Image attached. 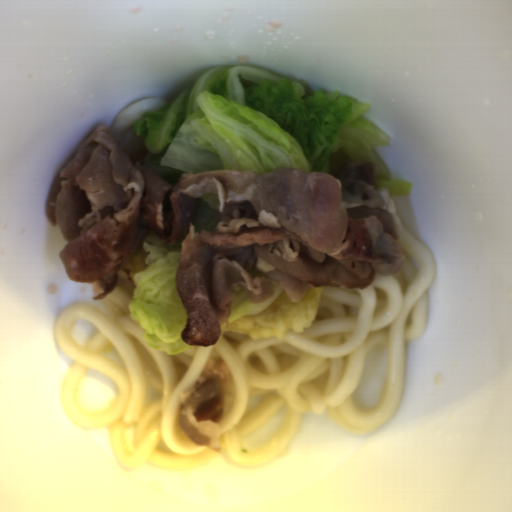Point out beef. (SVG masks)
I'll use <instances>...</instances> for the list:
<instances>
[{"mask_svg":"<svg viewBox=\"0 0 512 512\" xmlns=\"http://www.w3.org/2000/svg\"><path fill=\"white\" fill-rule=\"evenodd\" d=\"M147 155L129 156L98 127L58 170L46 221L64 242L69 279L91 283L94 302L131 283L123 265L152 233L165 245L181 240L175 286L190 346L216 343L241 288L258 305L275 283L298 303L313 288L370 287L404 264L395 196L379 188L374 165L345 151L330 173L209 170L182 173L175 186L144 165ZM207 193L219 195V222L195 233L194 201Z\"/></svg>","mask_w":512,"mask_h":512,"instance_id":"obj_1","label":"beef"},{"mask_svg":"<svg viewBox=\"0 0 512 512\" xmlns=\"http://www.w3.org/2000/svg\"><path fill=\"white\" fill-rule=\"evenodd\" d=\"M231 383L224 358L211 356L195 384L180 395L177 419L193 445L222 454V416Z\"/></svg>","mask_w":512,"mask_h":512,"instance_id":"obj_2","label":"beef"}]
</instances>
